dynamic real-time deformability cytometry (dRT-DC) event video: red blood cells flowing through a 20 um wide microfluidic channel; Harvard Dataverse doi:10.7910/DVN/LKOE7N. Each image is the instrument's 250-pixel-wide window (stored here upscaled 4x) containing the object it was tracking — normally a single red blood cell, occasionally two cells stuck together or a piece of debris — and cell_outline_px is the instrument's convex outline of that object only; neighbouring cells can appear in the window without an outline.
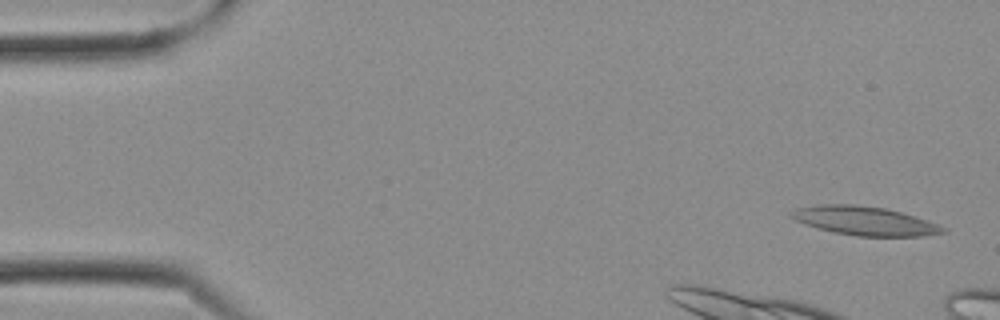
{"species": "Egyptian fruit bat (a non-hibernating species)", "species_latin": "Rousettus aegyptiacus", "temperature_condition": "cold", "stored_images_in_passage": 8, "camera_frame_rate_fps": 3000, "um_per_image_px": 0.085, "frame": {"image": 1, "passage_image": 1, "time_ms": 0.0, "image_size_px": [1000, 320], "cell_outline_px": [[948, 232], [924, 236], [856, 236], [836, 232], [820, 228], [796, 220], [788, 216], [788, 212], [796, 208], [820, 204], [852, 204], [884, 208], [916, 216], [948, 228]], "centroid_in_image_um": [73.53, 18.77], "position_along_channel_um": 11.5, "area_um2": 25.37}}